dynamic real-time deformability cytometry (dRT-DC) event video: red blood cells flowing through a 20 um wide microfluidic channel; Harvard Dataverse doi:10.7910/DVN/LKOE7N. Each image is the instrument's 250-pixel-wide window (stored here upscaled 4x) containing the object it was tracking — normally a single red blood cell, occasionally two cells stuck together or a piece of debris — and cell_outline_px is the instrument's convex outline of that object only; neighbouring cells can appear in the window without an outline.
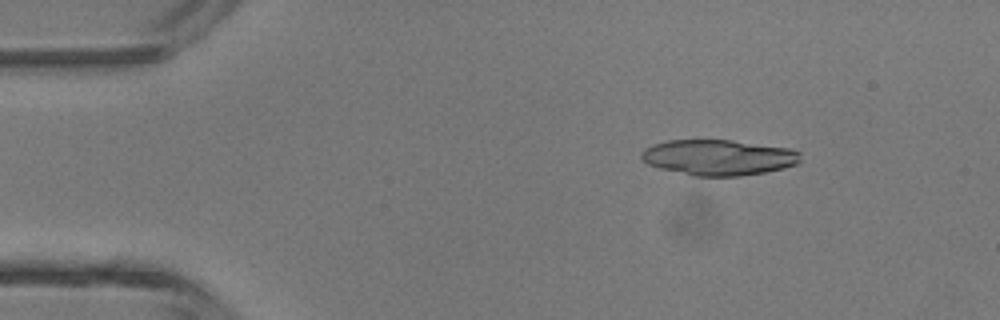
{"species": "common noctule bat (a hibernating species)", "species_latin": "Nyctalus noctula", "temperature_condition": "room temperature", "stored_images_in_passage": 44, "camera_frame_rate_fps": 3000, "um_per_image_px": 0.085, "animal": {"sex": "male", "body_mass_g": 13.3}, "frame": {"image": 1, "passage_image": 6, "time_ms": 1.667, "image_size_px": [1000, 320], "cell_outline_px": [[800, 160], [796, 164], [784, 168], [764, 172], [740, 176], [692, 176], [660, 168], [648, 164], [640, 156], [640, 152], [644, 148], [652, 144], [668, 140], [732, 140], [788, 148], [800, 152]], "centroid_in_image_um": [61.04, 13.38], "position_along_channel_um": 24.0, "area_um2": 33.06}}
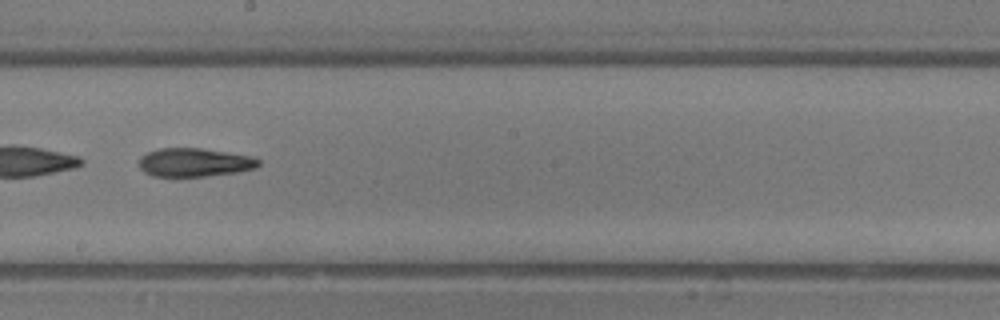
{"frame": {"image": 2, "passage_image": 25, "time_ms": 8.0, "image_size_px": [1000, 320], "cell_outline_px": [[260, 164], [256, 168], [240, 172], [204, 176], [152, 176], [144, 172], [140, 168], [140, 156], [148, 152], [160, 148], [200, 148], [252, 156], [260, 160]], "centroid_in_image_um": [16.55, 13.8], "position_along_channel_um": 231.7, "area_um2": 19.88}}
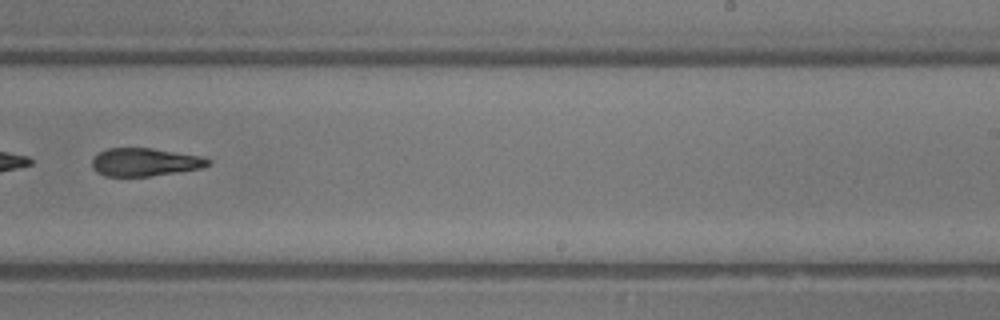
{"frame": {"image": 3, "passage_image": 28, "time_ms": 9.0, "image_size_px": [1000, 320], "cell_outline_px": [[212, 164], [200, 168], [176, 172], [148, 176], [104, 176], [96, 172], [92, 168], [92, 160], [100, 152], [108, 148], [152, 148], [200, 156], [212, 160]], "centroid_in_image_um": [12.31, 13.78], "position_along_channel_um": 276.7, "area_um2": 18.84}, "authors_computed_cell_mechanics": {"area_um2": 20.7791, "velocity_mm_per_s": 4.5358, "shape_relaxation_time_tau1_ms": 5.7797, "shape_relaxation_time_tau2_ms": 4.4967, "deformation_change_tau1": 0.2043, "deformation_change_tau2": 0.1655}}